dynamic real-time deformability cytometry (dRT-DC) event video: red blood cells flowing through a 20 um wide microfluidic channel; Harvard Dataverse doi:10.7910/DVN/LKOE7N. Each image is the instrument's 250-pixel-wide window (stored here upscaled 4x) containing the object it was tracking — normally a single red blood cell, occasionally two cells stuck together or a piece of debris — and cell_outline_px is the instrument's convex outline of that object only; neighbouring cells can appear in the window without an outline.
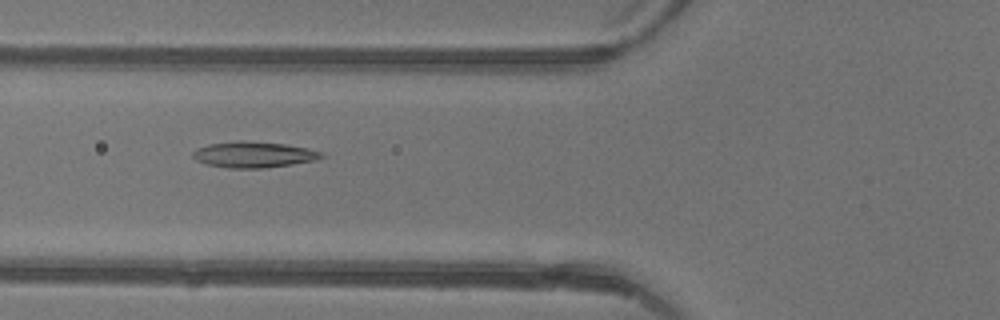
{"species": "common noctule bat (a hibernating species)", "species_latin": "Nyctalus noctula", "temperature_condition": "warm", "stored_images_in_passage": 46, "camera_frame_rate_fps": 3000, "um_per_image_px": 0.085, "animal": {"sex": "female"}, "frame": {"image": 1, "passage_image": 18, "time_ms": 5.667, "image_size_px": [1000, 320], "cell_outline_px": [[324, 156], [312, 160], [292, 164], [264, 168], [228, 168], [204, 164], [196, 160], [192, 156], [192, 152], [196, 148], [208, 144], [240, 140], [284, 144], [308, 148], [324, 152]], "centroid_in_image_um": [21.51, 13.14], "position_along_channel_um": 104.3, "area_um2": 19.48}}
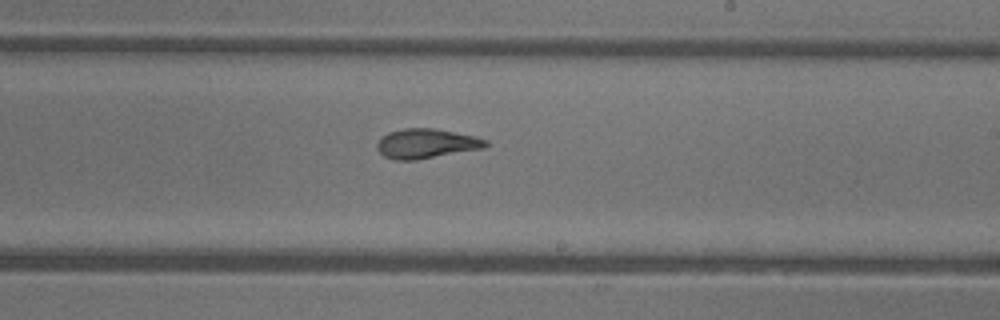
{"frame": {"image": 2, "passage_image": 28, "time_ms": 9.0, "image_size_px": [1000, 320], "cell_outline_px": [[488, 144], [484, 148], [416, 160], [392, 160], [384, 156], [376, 148], [376, 144], [388, 132], [404, 128], [432, 128], [476, 136], [488, 140]], "centroid_in_image_um": [36.24, 12.21], "position_along_channel_um": 252.8, "area_um2": 18.73}}
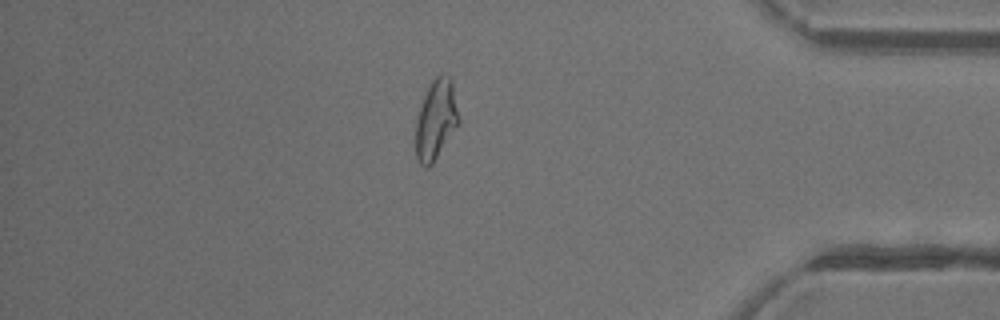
{"frame": {"image": 3, "passage_image": 40, "time_ms": 13.0, "image_size_px": [1000, 320], "cell_outline_px": [[460, 124], [432, 164], [428, 168], [424, 168], [416, 160], [416, 120], [424, 96], [432, 80], [440, 72], [444, 72], [452, 80], [460, 120]], "centroid_in_image_um": [37.07, 10.18], "position_along_channel_um": 398.1, "area_um2": 20.29}, "authors_computed_cell_mechanics": {"area_um2": 19.5653, "velocity_mm_per_s": 4.4394, "shape_relaxation_time_tau1_ms": 6.3287, "shape_relaxation_time_tau2_ms": 1.4119, "deformation_change_tau1": 0.2068, "deformation_change_tau2": 0.0919}}